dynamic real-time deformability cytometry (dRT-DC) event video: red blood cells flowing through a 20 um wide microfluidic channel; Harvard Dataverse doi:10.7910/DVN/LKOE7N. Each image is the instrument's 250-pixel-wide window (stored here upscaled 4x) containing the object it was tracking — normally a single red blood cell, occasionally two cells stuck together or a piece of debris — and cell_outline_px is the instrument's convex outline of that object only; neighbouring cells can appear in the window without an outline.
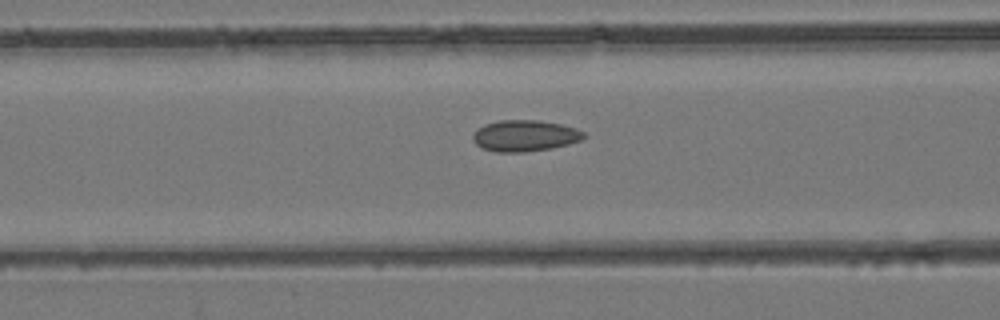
{"species": "common noctule bat (a hibernating species)", "species_latin": "Nyctalus noctula", "temperature_condition": "room temperature", "stored_images_in_passage": 46, "camera_frame_rate_fps": 3000, "um_per_image_px": 0.085, "animal": {"sex": "female", "body_mass_g": 24.6, "forearm_length_mm": 56.2}, "frame": {"image": 1, "passage_image": 19, "time_ms": 6.0, "image_size_px": [1000, 320], "cell_outline_px": [[584, 136], [580, 140], [568, 144], [552, 148], [524, 152], [496, 152], [480, 148], [472, 140], [472, 136], [480, 128], [488, 124], [500, 120], [536, 120], [560, 124], [576, 128], [584, 132]], "centroid_in_image_um": [44.6, 11.55], "position_along_channel_um": 122.0, "area_um2": 20.0}}
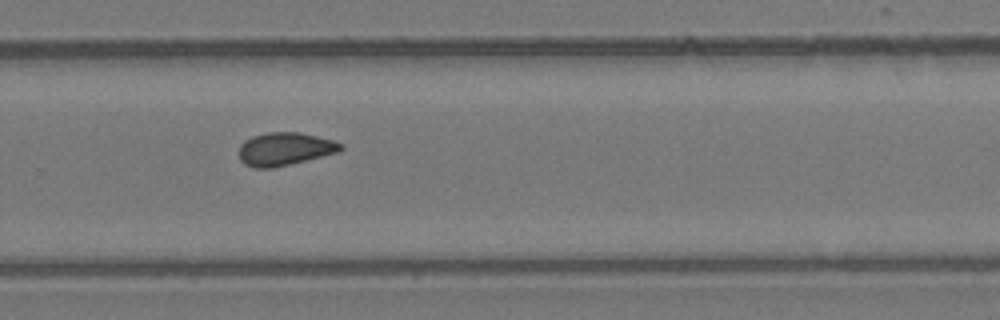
{"frame": {"image": 2, "passage_image": 31, "time_ms": 10.0, "image_size_px": [1000, 320], "cell_outline_px": [[344, 148], [340, 152], [272, 168], [256, 168], [244, 164], [240, 160], [240, 144], [244, 140], [252, 136], [268, 132], [300, 132], [332, 140], [344, 144]], "centroid_in_image_um": [24.22, 12.66], "position_along_channel_um": 305.6, "area_um2": 19.59}}
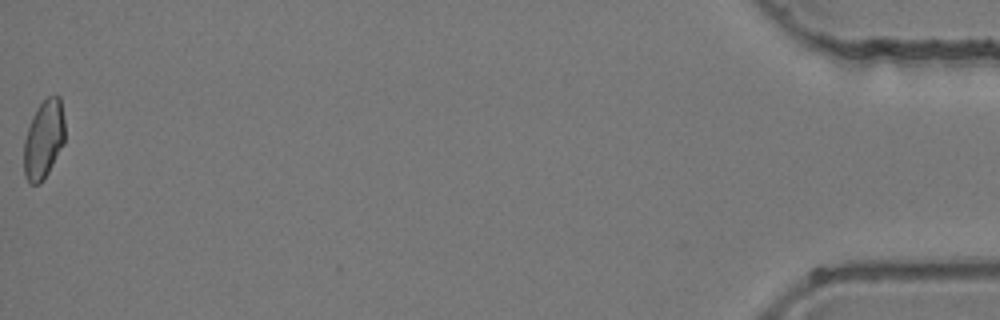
{"frame": {"image": 3, "passage_image": 46, "time_ms": 15.0, "image_size_px": [1000, 320], "cell_outline_px": [[64, 144], [48, 172], [36, 184], [28, 184], [24, 172], [24, 140], [32, 116], [36, 108], [48, 96], [60, 96], [64, 120]], "centroid_in_image_um": [3.71, 11.82], "position_along_channel_um": 431.5, "area_um2": 18.55}}